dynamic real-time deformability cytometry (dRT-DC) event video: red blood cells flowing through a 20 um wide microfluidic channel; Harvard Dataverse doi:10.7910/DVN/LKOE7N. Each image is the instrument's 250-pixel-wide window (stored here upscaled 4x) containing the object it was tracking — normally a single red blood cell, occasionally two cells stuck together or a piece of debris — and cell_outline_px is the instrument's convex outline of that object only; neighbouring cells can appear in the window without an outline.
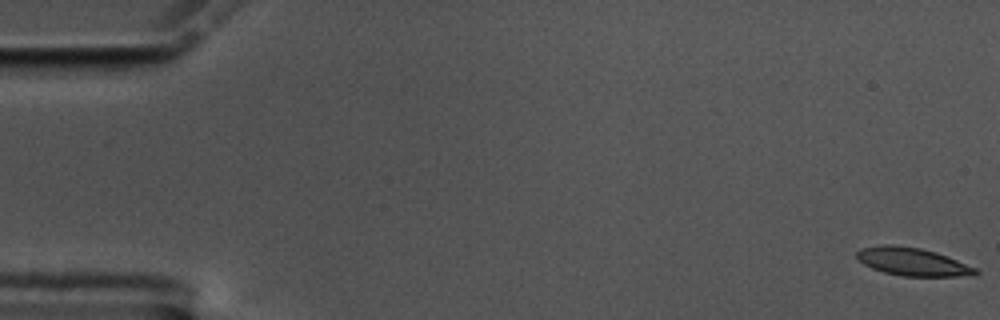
{"species": "common noctule bat (a hibernating species)", "species_latin": "Nyctalus noctula", "temperature_condition": "cold", "stored_images_in_passage": 10, "camera_frame_rate_fps": 3000, "um_per_image_px": 0.085, "animal": {"sex": "male", "body_mass_g": 17.5, "forearm_length_mm": 52.3}, "frame": {"image": 1, "passage_image": 1, "time_ms": 0.0, "image_size_px": [1000, 320], "cell_outline_px": [[980, 272], [976, 276], [904, 276], [884, 272], [872, 268], [864, 264], [856, 256], [856, 252], [860, 248], [880, 244], [892, 244], [920, 248], [936, 252], [976, 268]], "centroid_in_image_um": [77.56, 22.24], "position_along_channel_um": 7.4, "area_um2": 19.36}}